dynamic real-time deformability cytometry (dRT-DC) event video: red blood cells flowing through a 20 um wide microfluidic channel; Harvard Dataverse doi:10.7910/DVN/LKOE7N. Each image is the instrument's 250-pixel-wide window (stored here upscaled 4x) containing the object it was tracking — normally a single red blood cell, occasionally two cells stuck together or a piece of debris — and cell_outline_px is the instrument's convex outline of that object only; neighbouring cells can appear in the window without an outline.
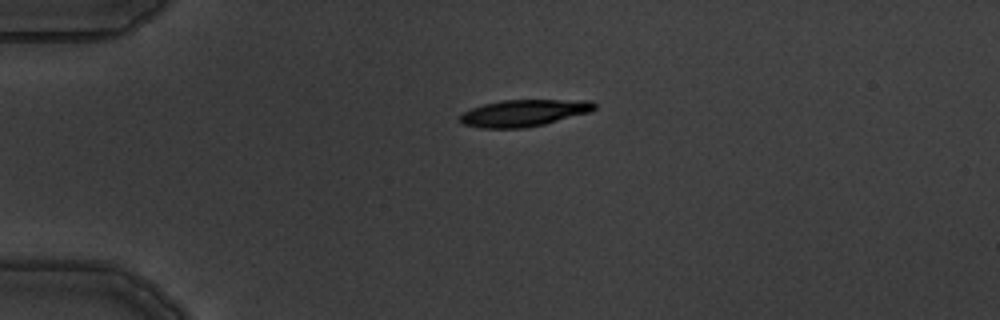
{"species": "common noctule bat (a hibernating species)", "species_latin": "Nyctalus noctula", "temperature_condition": "warm", "stored_images_in_passage": 3, "camera_frame_rate_fps": 3000, "um_per_image_px": 0.085, "animal": {"sex": "male", "body_mass_g": 19.5, "forearm_length_mm": 54.6}, "frame": {"image": 1, "passage_image": 2, "time_ms": 1.333, "image_size_px": [1000, 320], "cell_outline_px": [[596, 108], [588, 112], [544, 124], [524, 128], [480, 128], [464, 124], [460, 120], [460, 116], [464, 112], [472, 108], [484, 104], [500, 100], [592, 100], [596, 104]], "centroid_in_image_um": [44.53, 9.6], "position_along_channel_um": 40.5, "area_um2": 20.81}}